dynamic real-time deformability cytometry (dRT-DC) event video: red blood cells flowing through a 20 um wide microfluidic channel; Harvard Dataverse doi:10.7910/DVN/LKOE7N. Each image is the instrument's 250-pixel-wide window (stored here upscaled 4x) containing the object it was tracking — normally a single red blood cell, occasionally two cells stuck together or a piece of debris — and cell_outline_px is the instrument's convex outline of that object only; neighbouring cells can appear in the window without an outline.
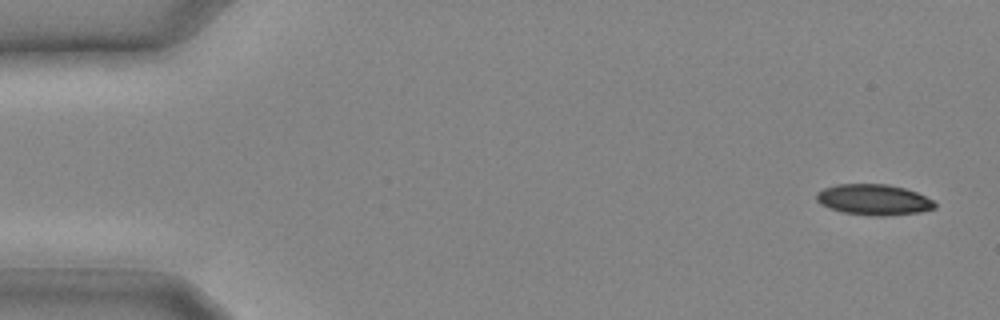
{"species": "common noctule bat (a hibernating species)", "species_latin": "Nyctalus noctula", "temperature_condition": "cold", "stored_images_in_passage": 20, "camera_frame_rate_fps": 3000, "um_per_image_px": 0.085, "animal": {"sex": "male", "body_mass_g": 20.4}, "frame": {"image": 1, "passage_image": 1, "time_ms": 0.0, "image_size_px": [1000, 320], "cell_outline_px": [[936, 208], [920, 212], [884, 216], [876, 216], [844, 212], [820, 204], [816, 200], [816, 192], [824, 188], [836, 184], [888, 184], [904, 188], [916, 192], [932, 200], [936, 204]], "centroid_in_image_um": [74.26, 16.96], "position_along_channel_um": 10.7, "area_um2": 21.1}}
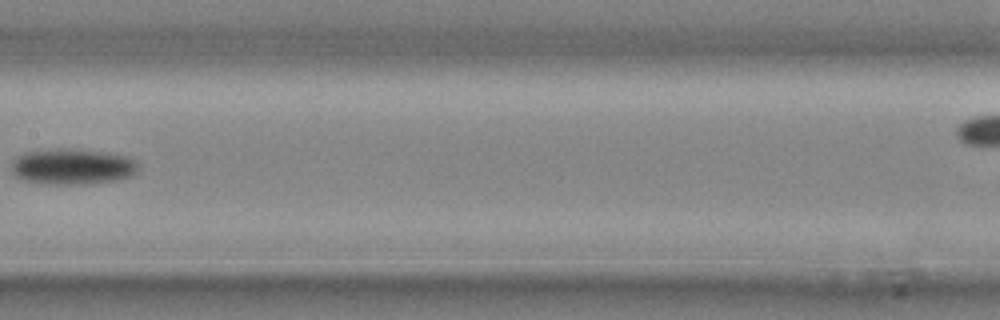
{"frame": {"image": 2, "passage_image": 14, "time_ms": 4.333, "image_size_px": [1000, 320], "cell_outline_px": [[140, 164], [136, 172], [132, 176], [120, 180], [88, 184], [44, 184], [24, 180], [16, 176], [12, 172], [12, 160], [16, 156], [24, 152], [56, 148], [80, 148], [108, 152], [128, 156]], "centroid_in_image_um": [6.19, 14.14], "position_along_channel_um": 201.2, "area_um2": 27.22}}
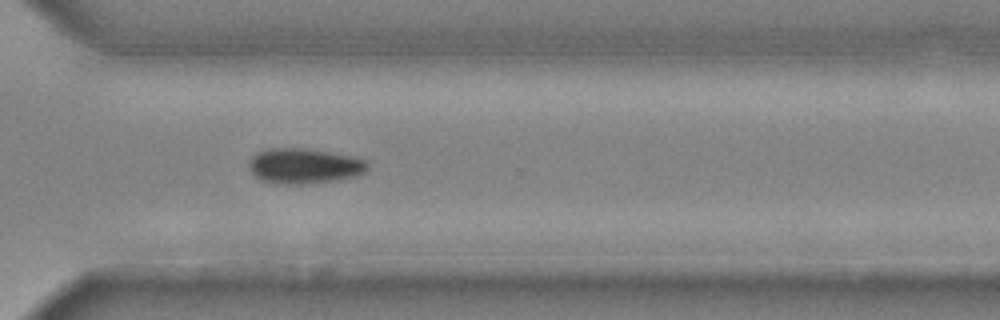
{"frame": {"image": 3, "passage_image": 20, "time_ms": 6.333, "image_size_px": [1000, 320], "cell_outline_px": [[368, 168], [364, 172], [356, 176], [336, 180], [312, 184], [280, 184], [260, 180], [248, 168], [248, 160], [256, 152], [268, 148], [308, 148], [356, 156], [368, 160]], "centroid_in_image_um": [25.87, 14.09], "position_along_channel_um": 344.7, "area_um2": 24.97}}